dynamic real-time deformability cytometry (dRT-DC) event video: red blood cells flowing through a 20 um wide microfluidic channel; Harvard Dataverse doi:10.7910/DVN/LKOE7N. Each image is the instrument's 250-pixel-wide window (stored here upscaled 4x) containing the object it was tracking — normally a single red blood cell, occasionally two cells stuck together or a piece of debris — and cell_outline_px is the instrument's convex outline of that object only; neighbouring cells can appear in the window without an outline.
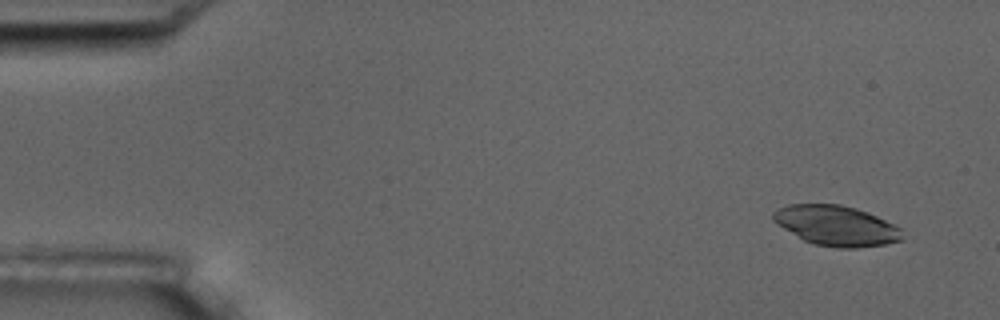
{"species": "common noctule bat (a hibernating species)", "species_latin": "Nyctalus noctula", "temperature_condition": "room temperature", "stored_images_in_passage": 5, "camera_frame_rate_fps": 3000, "um_per_image_px": 0.085, "animal": {"sex": "male", "body_mass_g": 17.5, "forearm_length_mm": 52.3}, "frame": {"image": 1, "passage_image": 1, "time_ms": 0.0, "image_size_px": [1000, 320], "cell_outline_px": [[904, 240], [884, 244], [856, 248], [840, 248], [812, 244], [804, 240], [776, 224], [772, 220], [772, 212], [776, 208], [788, 204], [840, 204], [856, 208], [876, 216], [900, 228]], "centroid_in_image_um": [71.04, 19.18], "position_along_channel_um": 14.0, "area_um2": 30.23}}